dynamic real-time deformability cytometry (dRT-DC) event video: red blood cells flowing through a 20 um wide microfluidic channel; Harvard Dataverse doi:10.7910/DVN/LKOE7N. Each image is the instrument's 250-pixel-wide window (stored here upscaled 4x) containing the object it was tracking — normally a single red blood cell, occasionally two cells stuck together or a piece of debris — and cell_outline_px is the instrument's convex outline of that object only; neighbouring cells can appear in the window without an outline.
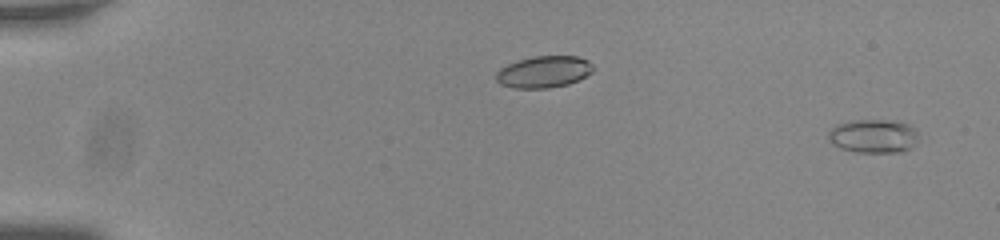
{"species": "common noctule bat (a hibernating species)", "species_latin": "Nyctalus noctula", "temperature_condition": "room temperature", "stored_images_in_passage": 56, "camera_frame_rate_fps": 3000, "um_per_image_px": 0.085, "animal": {"sex": "male", "body_mass_g": 20.0, "forearm_length_mm": 53.3}, "frame": {"image": 1, "passage_image": 2, "time_ms": 0.333, "image_size_px": [1000, 240], "cell_outline_px": [[916, 140], [908, 148], [900, 152], [856, 152], [840, 148], [832, 144], [828, 140], [828, 132], [836, 124], [852, 120], [896, 120], [908, 124], [916, 128]], "centroid_in_image_um": [74.19, 11.55], "position_along_channel_um": 10.8, "area_um2": 17.69}}
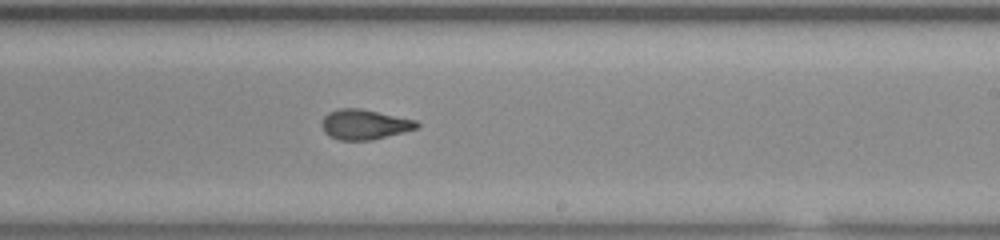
{"frame": {"image": 2, "passage_image": 35, "time_ms": 11.333, "image_size_px": [1000, 240], "cell_outline_px": [[420, 124], [416, 128], [404, 132], [372, 140], [340, 140], [328, 136], [324, 132], [320, 124], [320, 120], [328, 112], [340, 108], [360, 108], [416, 120]], "centroid_in_image_um": [30.93, 10.58], "position_along_channel_um": 258.1, "area_um2": 16.76}}
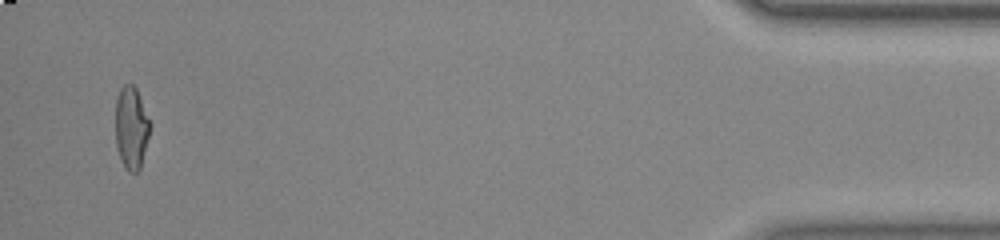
{"frame": {"image": 3, "passage_image": 54, "time_ms": 17.667, "image_size_px": [1000, 240], "cell_outline_px": [[152, 124], [140, 168], [136, 172], [128, 172], [120, 156], [116, 144], [116, 100], [120, 88], [124, 84], [132, 84], [136, 88]], "centroid_in_image_um": [11.18, 10.83], "position_along_channel_um": 424.0, "area_um2": 16.53}, "authors_computed_cell_mechanics": {"area_um2": 16.762, "velocity_mm_per_s": 3.7604, "shape_relaxation_time_tau1_ms": 8.7604, "shape_relaxation_time_tau2_ms": 1.9152, "deformation_change_tau1": 0.2266, "deformation_change_tau2": 0.0905}}